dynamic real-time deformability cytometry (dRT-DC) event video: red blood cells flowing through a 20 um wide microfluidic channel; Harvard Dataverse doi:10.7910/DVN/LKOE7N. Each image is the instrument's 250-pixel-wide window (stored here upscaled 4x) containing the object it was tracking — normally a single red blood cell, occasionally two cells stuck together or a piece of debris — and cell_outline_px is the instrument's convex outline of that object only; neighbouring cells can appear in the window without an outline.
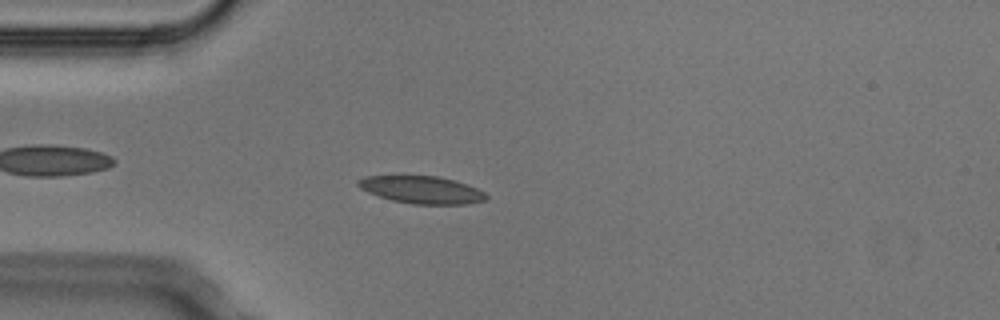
{"species": "Egyptian fruit bat (a non-hibernating species)", "species_latin": "Rousettus aegyptiacus", "temperature_condition": "cold", "stored_images_in_passage": 3, "camera_frame_rate_fps": 3000, "um_per_image_px": 0.085, "animal": {"sex": "male"}, "frame": {"image": 1, "passage_image": 3, "time_ms": 0.667, "image_size_px": [1000, 320], "cell_outline_px": [[488, 200], [468, 204], [412, 204], [392, 200], [368, 192], [360, 188], [356, 184], [356, 180], [364, 176], [400, 172], [436, 176], [452, 180], [476, 188], [484, 192], [488, 196]], "centroid_in_image_um": [35.74, 16.07], "position_along_channel_um": 49.3, "area_um2": 21.39}}